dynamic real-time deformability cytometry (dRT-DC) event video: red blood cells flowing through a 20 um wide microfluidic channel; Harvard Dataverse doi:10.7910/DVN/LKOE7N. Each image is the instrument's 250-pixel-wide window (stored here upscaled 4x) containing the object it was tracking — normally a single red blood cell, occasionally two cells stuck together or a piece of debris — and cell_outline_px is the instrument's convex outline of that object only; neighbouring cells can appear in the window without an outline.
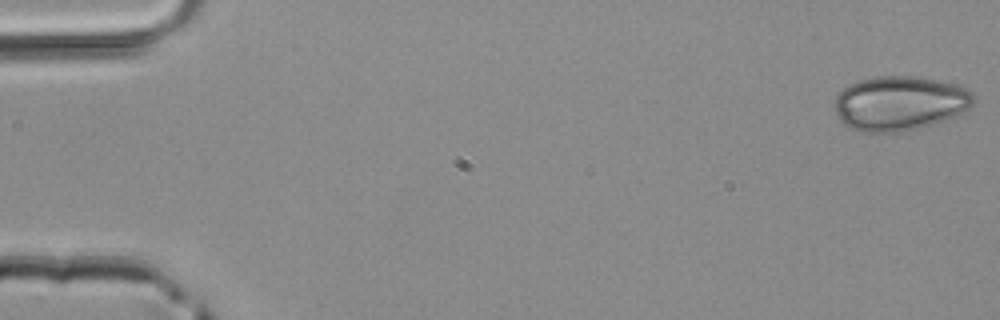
{"species": "common noctule bat (a hibernating species)", "species_latin": "Nyctalus noctula", "temperature_condition": "room temperature", "stored_images_in_passage": 4, "camera_frame_rate_fps": 3000, "um_per_image_px": 0.085, "animal": {"sex": "male", "body_mass_g": 20.4}, "frame": {"image": 1, "passage_image": 1, "time_ms": 0.0, "image_size_px": [1000, 320], "cell_outline_px": [[976, 96], [972, 104], [960, 116], [920, 128], [904, 132], [864, 132], [852, 128], [844, 124], [840, 120], [832, 104], [836, 96], [844, 88], [860, 80], [876, 76], [912, 76], [952, 84], [964, 88], [972, 92]], "centroid_in_image_um": [76.48, 8.8], "position_along_channel_um": 8.5, "area_um2": 44.22}}